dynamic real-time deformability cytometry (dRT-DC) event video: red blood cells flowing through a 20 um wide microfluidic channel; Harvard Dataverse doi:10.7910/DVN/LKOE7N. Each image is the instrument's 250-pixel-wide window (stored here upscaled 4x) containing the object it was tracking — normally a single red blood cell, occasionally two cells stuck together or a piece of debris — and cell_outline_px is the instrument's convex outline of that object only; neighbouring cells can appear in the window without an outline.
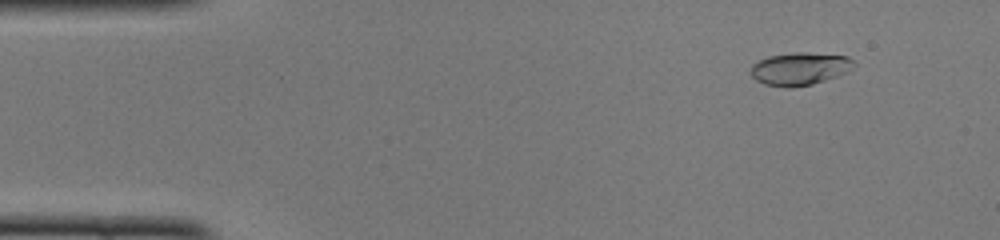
{"species": "common noctule bat (a hibernating species)", "species_latin": "Nyctalus noctula", "temperature_condition": "cold", "stored_images_in_passage": 49, "camera_frame_rate_fps": 3000, "um_per_image_px": 0.085, "animal": {"sex": "female", "body_mass_g": 22.0, "forearm_length_mm": 56.7}, "frame": {"image": 1, "passage_image": 5, "time_ms": 1.333, "image_size_px": [1000, 240], "cell_outline_px": [[856, 64], [844, 72], [836, 76], [812, 84], [792, 88], [784, 88], [764, 84], [756, 80], [752, 76], [752, 64], [768, 56], [796, 52], [808, 52], [848, 56]], "centroid_in_image_um": [67.95, 5.84], "position_along_channel_um": 17.0, "area_um2": 19.54}}
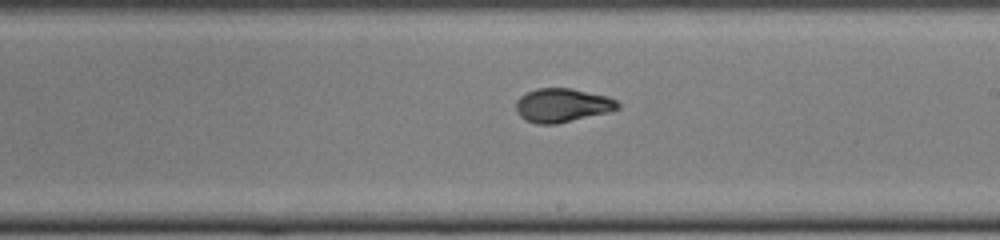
{"frame": {"image": 2, "passage_image": 28, "time_ms": 9.0, "image_size_px": [1000, 240], "cell_outline_px": [[620, 108], [556, 124], [536, 124], [520, 116], [516, 108], [516, 100], [520, 96], [536, 88], [572, 88], [608, 96], [616, 100], [620, 104]], "centroid_in_image_um": [47.78, 8.93], "position_along_channel_um": 241.2, "area_um2": 19.77}}
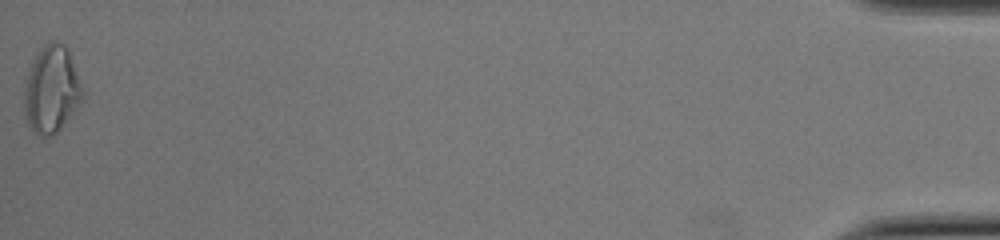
{"frame": {"image": 3, "passage_image": 49, "time_ms": 16.0, "image_size_px": [1000, 240], "cell_outline_px": [[84, 100], [56, 132], [48, 136], [40, 136], [28, 124], [24, 112], [24, 88], [28, 72], [40, 48], [48, 40], [56, 40], [64, 44], [68, 52]], "centroid_in_image_um": [4.34, 7.6], "position_along_channel_um": 430.9, "area_um2": 28.78}, "authors_computed_cell_mechanics": {"area_um2": 19.7098, "velocity_mm_per_s": 4.0979, "shape_relaxation_time_tau1_ms": 4.2399, "shape_relaxation_time_tau2_ms": 1.0236, "deformation_change_tau1": 0.167, "deformation_change_tau2": 0.0505}}